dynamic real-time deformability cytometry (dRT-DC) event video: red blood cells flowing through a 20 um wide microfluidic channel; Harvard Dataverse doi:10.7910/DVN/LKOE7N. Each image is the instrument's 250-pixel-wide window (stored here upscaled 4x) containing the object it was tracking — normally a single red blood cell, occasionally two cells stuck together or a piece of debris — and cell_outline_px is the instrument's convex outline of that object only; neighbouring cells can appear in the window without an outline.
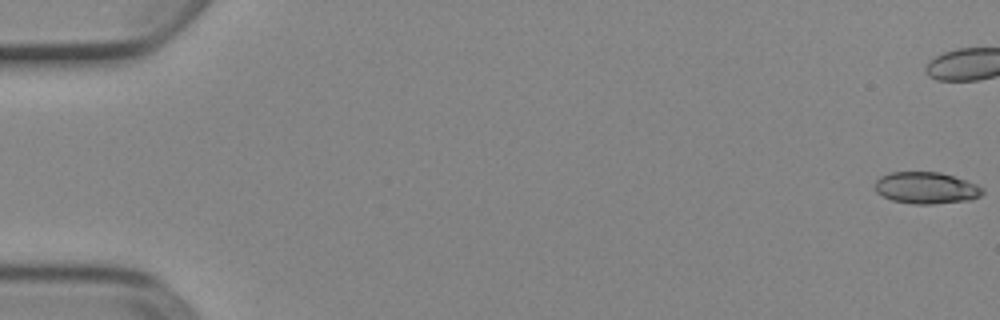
{"species": "Egyptian fruit bat (a non-hibernating species)", "species_latin": "Rousettus aegyptiacus", "temperature_condition": "cold", "stored_images_in_passage": 54, "camera_frame_rate_fps": 3000, "um_per_image_px": 0.085, "animal": {"sex": "female"}, "frame": {"image": 1, "passage_image": 1, "time_ms": 0.0, "image_size_px": [1000, 320], "cell_outline_px": [[984, 192], [980, 196], [972, 200], [932, 204], [912, 204], [892, 200], [876, 192], [876, 180], [880, 176], [888, 172], [940, 172], [976, 184], [984, 188]], "centroid_in_image_um": [78.73, 15.97], "position_along_channel_um": 6.3, "area_um2": 19.88}}
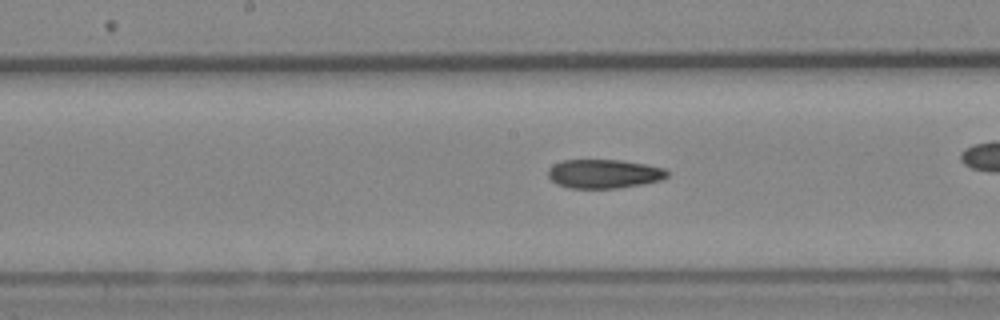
{"frame": {"image": 2, "passage_image": 28, "time_ms": 9.0, "image_size_px": [1000, 320], "cell_outline_px": [[668, 176], [660, 180], [640, 184], [616, 188], [568, 188], [556, 184], [548, 176], [548, 168], [552, 164], [564, 160], [624, 160], [648, 164], [664, 168], [668, 172]], "centroid_in_image_um": [51.32, 14.76], "position_along_channel_um": 196.9, "area_um2": 20.17}}
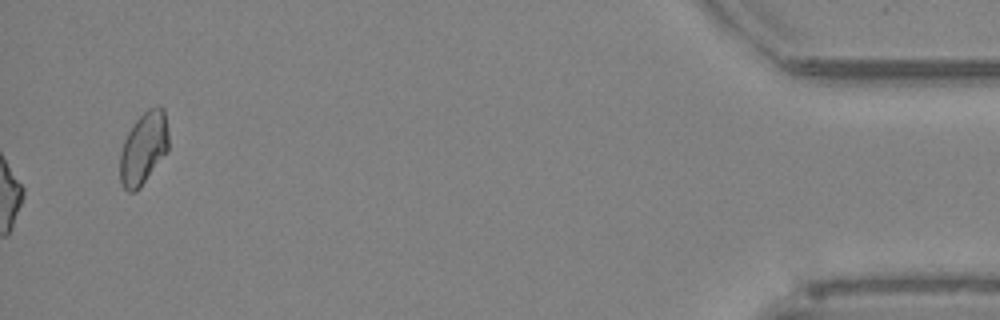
{"frame": {"image": 3, "passage_image": 54, "time_ms": 17.667, "image_size_px": [1000, 320], "cell_outline_px": [[168, 152], [140, 188], [136, 192], [128, 192], [124, 188], [120, 180], [120, 152], [124, 140], [128, 132], [136, 120], [148, 108], [160, 104], [164, 108], [168, 128]], "centroid_in_image_um": [12.22, 12.59], "position_along_channel_um": 423.0, "area_um2": 20.81}, "authors_computed_cell_mechanics": {"area_um2": 20.1722, "velocity_mm_per_s": 3.9207, "shape_relaxation_time_tau1_ms": 7.923, "shape_relaxation_time_tau2_ms": null, "deformation_change_tau1": 0.1359, "deformation_change_tau2": null}}